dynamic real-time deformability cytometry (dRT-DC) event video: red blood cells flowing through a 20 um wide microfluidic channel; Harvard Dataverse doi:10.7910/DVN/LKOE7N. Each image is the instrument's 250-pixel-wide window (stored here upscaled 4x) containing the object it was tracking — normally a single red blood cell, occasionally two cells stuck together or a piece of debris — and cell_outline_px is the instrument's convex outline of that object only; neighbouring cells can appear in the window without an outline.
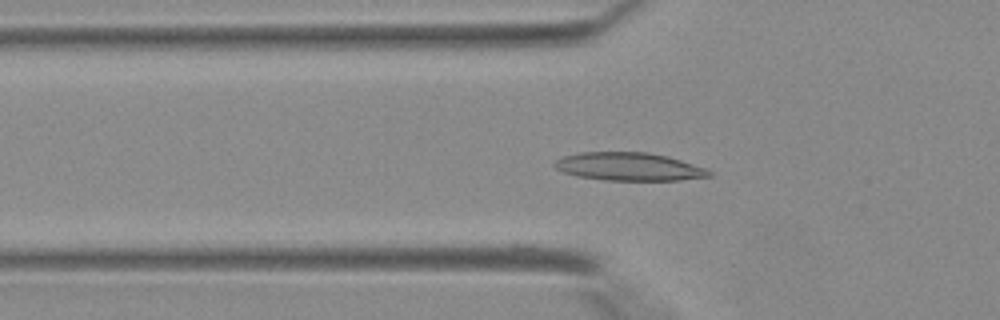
{"species": "Egyptian fruit bat (a non-hibernating species)", "species_latin": "Rousettus aegyptiacus", "temperature_condition": "warm", "stored_images_in_passage": 15, "camera_frame_rate_fps": 3000, "um_per_image_px": 0.085, "animal": {"sex": "female"}, "frame": {"image": 1, "passage_image": 15, "time_ms": 4.667, "image_size_px": [1000, 320], "cell_outline_px": [[712, 176], [680, 180], [604, 180], [576, 176], [564, 172], [556, 168], [552, 164], [556, 160], [564, 156], [580, 152], [648, 152], [668, 156], [708, 168], [712, 172]], "centroid_in_image_um": [53.49, 14.16], "position_along_channel_um": 72.3, "area_um2": 25.43}}